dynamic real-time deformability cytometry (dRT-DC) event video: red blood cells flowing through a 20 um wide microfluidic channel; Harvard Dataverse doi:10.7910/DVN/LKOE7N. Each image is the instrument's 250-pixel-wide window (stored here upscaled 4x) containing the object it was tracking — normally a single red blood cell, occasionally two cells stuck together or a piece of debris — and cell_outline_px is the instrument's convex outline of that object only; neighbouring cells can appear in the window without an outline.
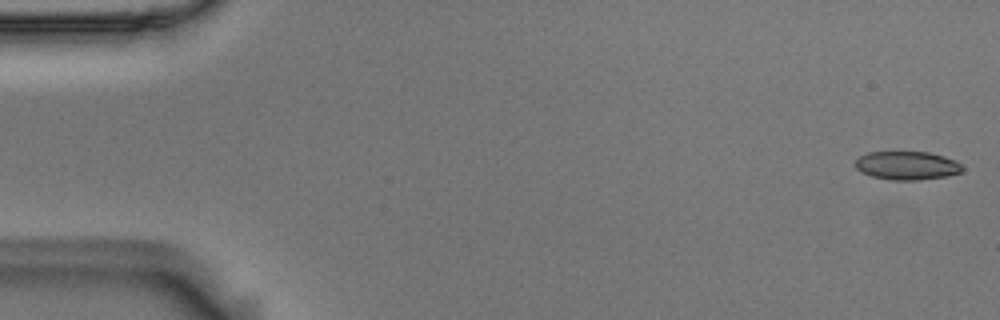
{"species": "Egyptian fruit bat (a non-hibernating species)", "species_latin": "Rousettus aegyptiacus", "temperature_condition": "room temperature", "stored_images_in_passage": 54, "camera_frame_rate_fps": 3000, "um_per_image_px": 0.085, "animal": {"sex": "male"}, "frame": {"image": 1, "passage_image": 1, "time_ms": 0.0, "image_size_px": [1000, 320], "cell_outline_px": [[964, 168], [960, 172], [948, 176], [916, 180], [892, 180], [872, 176], [856, 168], [856, 160], [860, 156], [868, 152], [928, 152], [944, 156], [956, 160]], "centroid_in_image_um": [77.13, 14.06], "position_along_channel_um": 7.9, "area_um2": 17.63}}
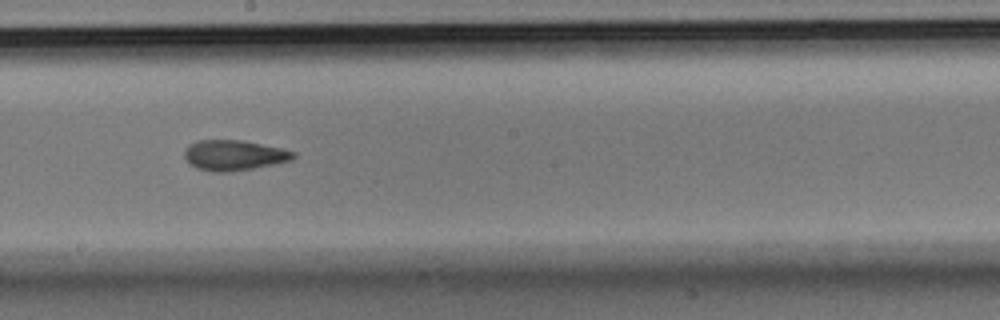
{"frame": {"image": 2, "passage_image": 30, "time_ms": 9.667, "image_size_px": [1000, 320], "cell_outline_px": [[296, 156], [292, 160], [252, 168], [228, 172], [212, 172], [196, 168], [184, 156], [184, 152], [188, 144], [196, 140], [244, 140], [280, 148], [296, 152]], "centroid_in_image_um": [19.87, 13.18], "position_along_channel_um": 228.3, "area_um2": 19.19}}
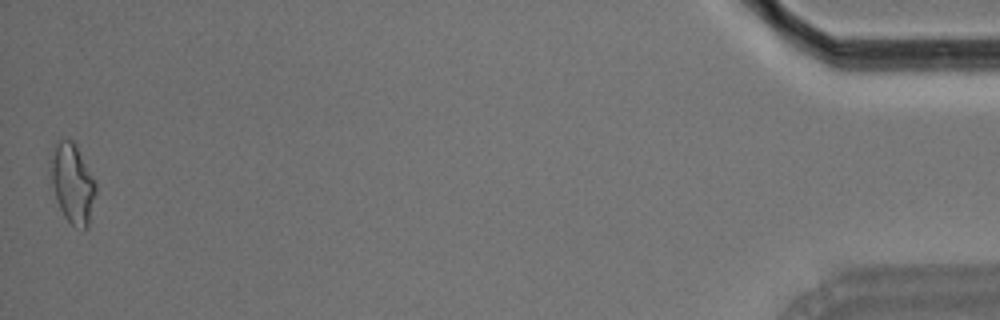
{"frame": {"image": 3, "passage_image": 54, "time_ms": 17.667, "image_size_px": [1000, 320], "cell_outline_px": [[96, 192], [88, 228], [84, 228], [72, 224], [64, 216], [60, 208], [52, 184], [48, 160], [60, 136], [68, 136], [76, 144], [96, 180]], "centroid_in_image_um": [6.16, 15.48], "position_along_channel_um": 429.0, "area_um2": 21.27}, "authors_computed_cell_mechanics": {"area_um2": 18.8139, "velocity_mm_per_s": 3.6787, "shape_relaxation_time_tau1_ms": 7.5284, "shape_relaxation_time_tau2_ms": 2.1198, "deformation_change_tau1": 0.1847, "deformation_change_tau2": 0.0977}}